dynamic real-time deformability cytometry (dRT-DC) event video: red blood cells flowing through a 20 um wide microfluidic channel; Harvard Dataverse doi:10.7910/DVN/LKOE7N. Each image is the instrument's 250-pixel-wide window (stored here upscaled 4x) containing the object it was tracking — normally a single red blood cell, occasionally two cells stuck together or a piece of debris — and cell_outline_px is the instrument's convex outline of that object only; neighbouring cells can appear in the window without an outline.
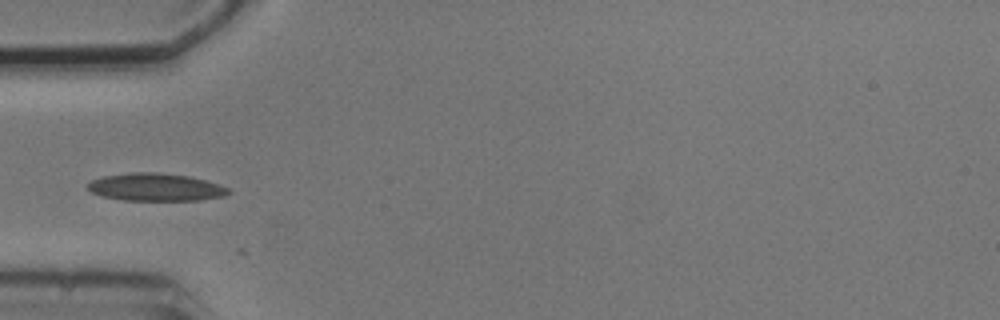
{"species": "common noctule bat (a hibernating species)", "species_latin": "Nyctalus noctula", "temperature_condition": "cold", "stored_images_in_passage": 9, "camera_frame_rate_fps": 3000, "um_per_image_px": 0.085, "animal": {"sex": "male", "body_mass_g": 20.5, "forearm_length_mm": 52.5}, "frame": {"image": 1, "passage_image": 6, "time_ms": 6.0, "image_size_px": [1000, 320], "cell_outline_px": [[232, 192], [224, 196], [200, 200], [124, 200], [104, 196], [92, 192], [88, 188], [88, 184], [92, 180], [104, 176], [132, 172], [156, 172], [192, 176], [220, 184], [228, 188]], "centroid_in_image_um": [13.29, 15.9], "position_along_channel_um": 71.7, "area_um2": 22.66}}
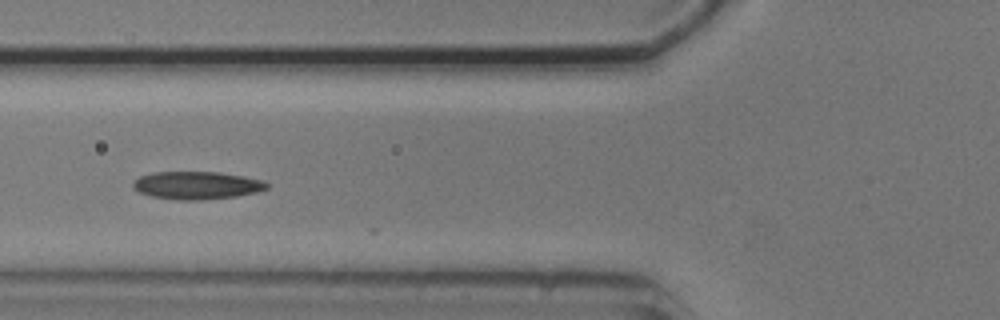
{"frame": {"image": 2, "passage_image": 7, "time_ms": 7.0, "image_size_px": [1000, 320], "cell_outline_px": [[268, 188], [256, 192], [236, 196], [200, 200], [180, 200], [152, 196], [140, 192], [132, 188], [132, 184], [140, 176], [152, 172], [220, 172], [244, 176], [264, 180], [268, 184]], "centroid_in_image_um": [16.74, 15.74], "position_along_channel_um": 109.1, "area_um2": 21.62}}
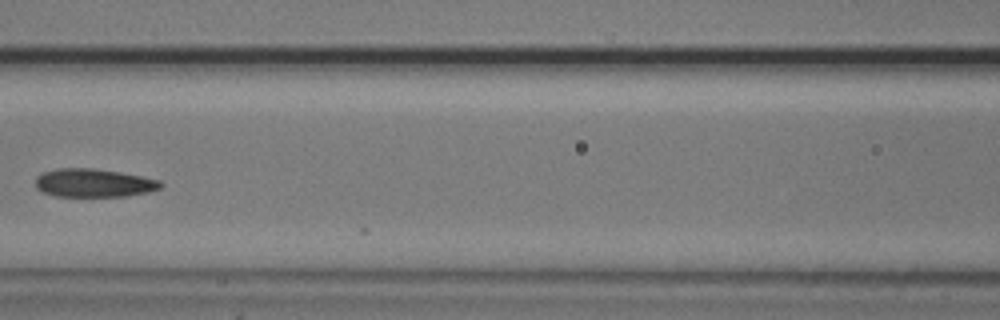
{"frame": {"image": 3, "passage_image": 8, "time_ms": 8.333, "image_size_px": [1000, 320], "cell_outline_px": [[164, 184], [160, 188], [148, 192], [124, 196], [56, 196], [40, 192], [36, 188], [36, 176], [44, 172], [56, 168], [92, 168], [120, 172], [160, 180]], "centroid_in_image_um": [7.94, 15.55], "position_along_channel_um": 158.7, "area_um2": 20.69}}